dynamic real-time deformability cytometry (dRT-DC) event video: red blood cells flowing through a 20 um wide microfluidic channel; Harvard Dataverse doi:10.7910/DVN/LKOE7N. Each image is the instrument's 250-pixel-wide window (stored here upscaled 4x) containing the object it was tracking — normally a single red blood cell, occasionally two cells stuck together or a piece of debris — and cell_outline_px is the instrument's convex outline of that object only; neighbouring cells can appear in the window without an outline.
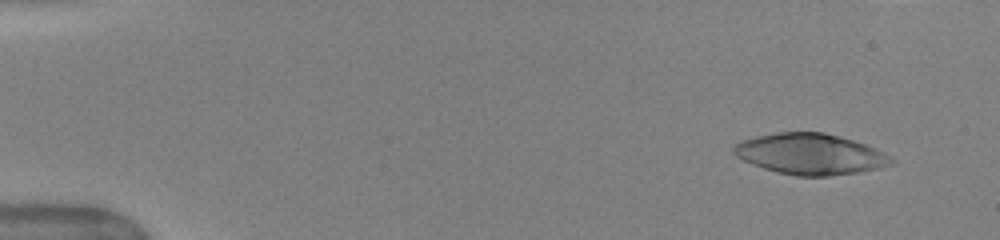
{"species": "human", "species_latin": "Homo sapiens", "temperature_condition": "warm", "stored_images_in_passage": 44, "camera_frame_rate_fps": 3000, "um_per_image_px": 0.085, "donor": {"sex": "female"}, "frame": {"image": 1, "passage_image": 4, "time_ms": 1.0, "image_size_px": [1000, 240], "cell_outline_px": [[896, 164], [880, 168], [860, 172], [828, 176], [796, 176], [764, 168], [752, 164], [736, 156], [732, 152], [732, 148], [740, 140], [776, 132], [824, 132], [840, 136], [876, 148], [892, 156], [896, 160]], "centroid_in_image_um": [68.92, 13.09], "position_along_channel_um": 16.1, "area_um2": 37.74}}
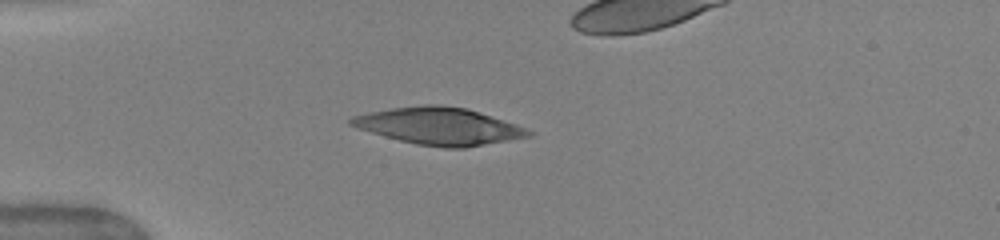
{"frame": {"image": 2, "passage_image": 14, "time_ms": 4.333, "image_size_px": [1000, 240], "cell_outline_px": [[536, 132], [532, 136], [464, 148], [444, 148], [416, 144], [400, 140], [372, 132], [348, 124], [348, 120], [352, 116], [368, 112], [392, 108], [424, 104], [440, 104], [468, 108], [516, 124]], "centroid_in_image_um": [37.37, 10.71], "position_along_channel_um": 47.6, "area_um2": 38.32}}
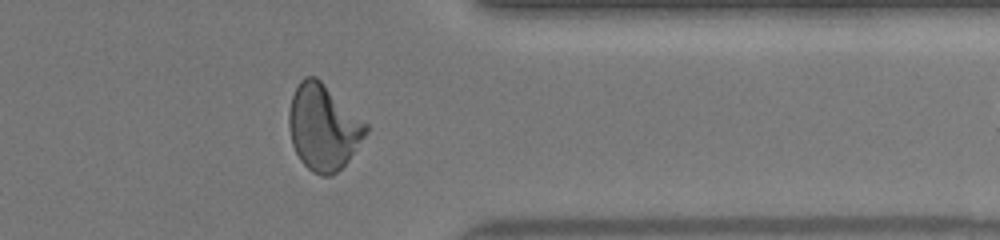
{"frame": {"image": 3, "passage_image": 41, "time_ms": 13.333, "image_size_px": [1000, 240], "cell_outline_px": [[368, 132], [348, 160], [332, 176], [320, 176], [312, 172], [300, 160], [292, 144], [288, 128], [288, 112], [292, 96], [300, 80], [304, 76], [316, 76], [368, 124]], "centroid_in_image_um": [27.46, 10.82], "position_along_channel_um": 383.9, "area_um2": 38.44}}